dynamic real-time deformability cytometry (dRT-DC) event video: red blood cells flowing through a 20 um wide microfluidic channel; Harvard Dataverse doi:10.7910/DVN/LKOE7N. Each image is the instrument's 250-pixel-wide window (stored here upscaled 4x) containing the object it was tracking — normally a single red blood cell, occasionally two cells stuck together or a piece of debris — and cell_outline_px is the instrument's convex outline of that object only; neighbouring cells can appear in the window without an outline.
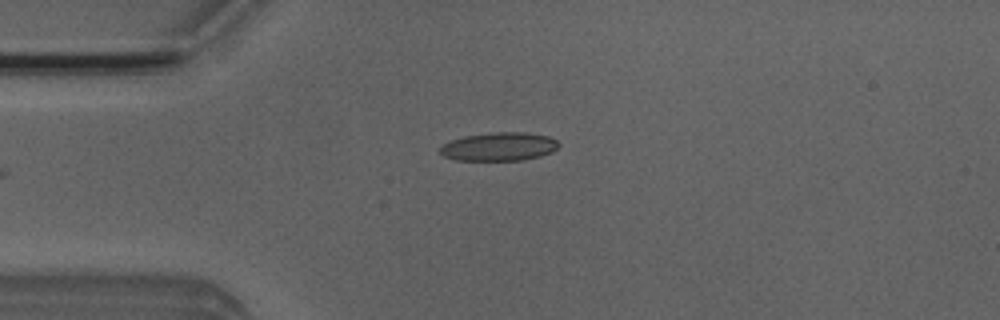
{"species": "Egyptian fruit bat (a non-hibernating species)", "species_latin": "Rousettus aegyptiacus", "temperature_condition": "room temperature", "stored_images_in_passage": 37, "camera_frame_rate_fps": 3000, "um_per_image_px": 0.085, "animal": {"sex": "male"}, "frame": {"image": 1, "passage_image": 1, "time_ms": 0.0, "image_size_px": [1000, 320], "cell_outline_px": [[560, 144], [552, 152], [540, 156], [520, 160], [452, 160], [444, 156], [440, 152], [440, 148], [444, 144], [452, 140], [464, 136], [492, 132], [524, 132], [548, 136], [556, 140]], "centroid_in_image_um": [42.42, 12.46], "position_along_channel_um": 42.6, "area_um2": 19.59}}
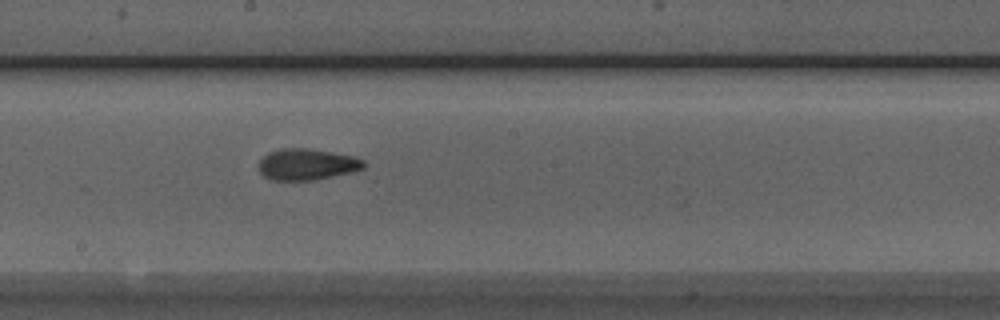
{"frame": {"image": 2, "passage_image": 16, "time_ms": 5.0, "image_size_px": [1000, 320], "cell_outline_px": [[368, 164], [364, 168], [356, 172], [316, 180], [272, 180], [264, 176], [260, 172], [260, 160], [268, 152], [280, 148], [308, 148], [356, 156], [364, 160]], "centroid_in_image_um": [26.17, 13.97], "position_along_channel_um": 222.0, "area_um2": 19.54}}
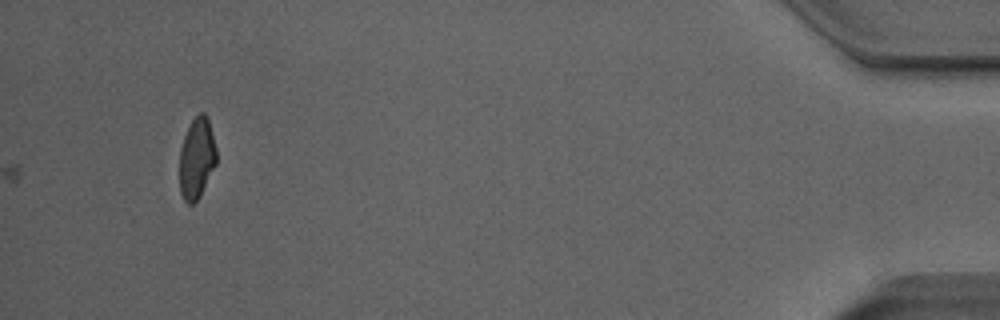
{"frame": {"image": 3, "passage_image": 37, "time_ms": 12.0, "image_size_px": [1000, 320], "cell_outline_px": [[216, 164], [200, 196], [192, 204], [188, 204], [184, 200], [180, 192], [180, 148], [184, 136], [192, 120], [200, 112], [204, 112], [208, 120], [216, 148]], "centroid_in_image_um": [16.72, 13.47], "position_along_channel_um": 418.5, "area_um2": 17.22}, "authors_computed_cell_mechanics": {"area_um2": 18.9584, "velocity_mm_per_s": 3.9667, "shape_relaxation_time_tau1_ms": null, "shape_relaxation_time_tau2_ms": 1.7698, "deformation_change_tau1": null, "deformation_change_tau2": 0.092}}